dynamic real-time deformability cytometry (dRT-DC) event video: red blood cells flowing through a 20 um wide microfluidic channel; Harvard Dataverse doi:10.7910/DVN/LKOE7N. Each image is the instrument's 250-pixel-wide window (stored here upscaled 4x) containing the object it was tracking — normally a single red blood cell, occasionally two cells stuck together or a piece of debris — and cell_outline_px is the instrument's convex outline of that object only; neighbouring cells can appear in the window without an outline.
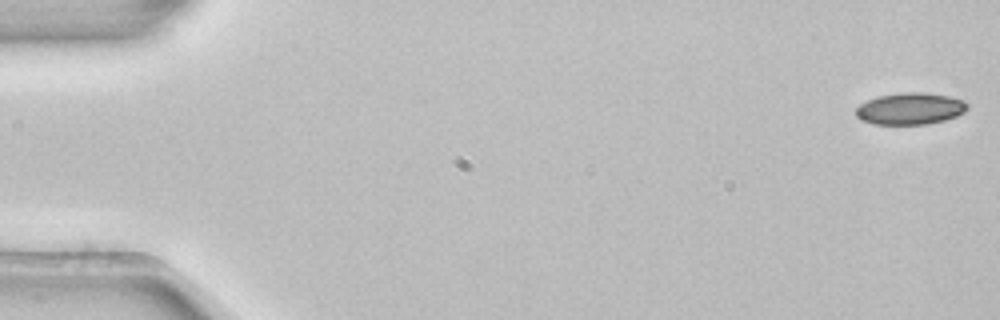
{"species": "common noctule bat (a hibernating species)", "species_latin": "Nyctalus noctula", "temperature_condition": "room temperature", "stored_images_in_passage": 50, "camera_frame_rate_fps": 3000, "um_per_image_px": 0.085, "animal": {"sex": "female", "body_mass_g": 22.7, "forearm_length_mm": 54.2}, "frame": {"image": 1, "passage_image": 1, "time_ms": 0.0, "image_size_px": [1000, 320], "cell_outline_px": [[968, 108], [964, 112], [956, 116], [944, 120], [928, 124], [872, 124], [860, 120], [856, 116], [856, 108], [860, 104], [876, 96], [904, 92], [920, 92], [948, 96], [964, 100], [968, 104]], "centroid_in_image_um": [77.35, 9.24], "position_along_channel_um": 7.6, "area_um2": 20.69}}
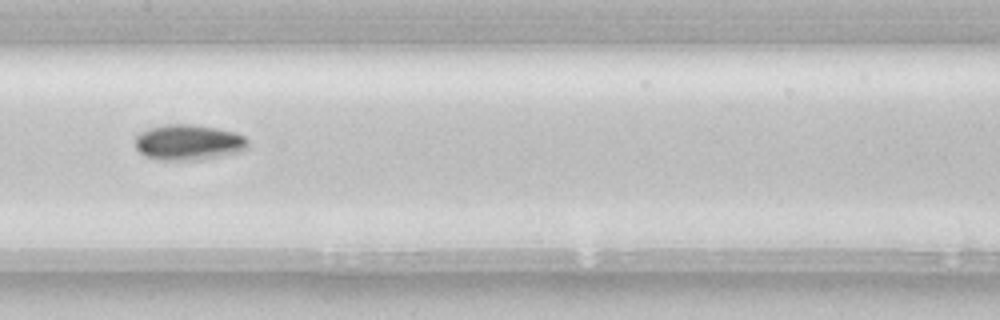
{"frame": {"image": 2, "passage_image": 27, "time_ms": 8.667, "image_size_px": [1000, 320], "cell_outline_px": [[248, 148], [240, 152], [200, 160], [160, 160], [144, 156], [136, 148], [136, 136], [140, 132], [148, 128], [168, 124], [192, 124], [216, 128], [236, 132], [244, 136], [248, 140]], "centroid_in_image_um": [16.04, 12.1], "position_along_channel_um": 191.4, "area_um2": 23.58}}
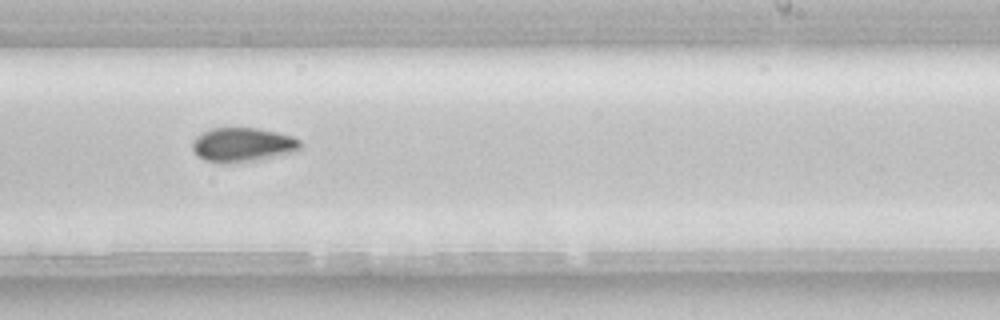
{"frame": {"image": 3, "passage_image": 33, "time_ms": 10.667, "image_size_px": [1000, 320], "cell_outline_px": [[300, 152], [260, 160], [228, 164], [220, 164], [204, 160], [196, 156], [192, 148], [192, 140], [196, 136], [212, 128], [256, 128], [276, 132], [292, 136], [300, 140]], "centroid_in_image_um": [20.63, 12.34], "position_along_channel_um": 268.4, "area_um2": 22.08}, "authors_computed_cell_mechanics": {"area_um2": 21.3571, "velocity_mm_per_s": 3.8704, "shape_relaxation_time_tau1_ms": 3.7662, "shape_relaxation_time_tau2_ms": null, "deformation_change_tau1": 0.0723, "deformation_change_tau2": null}}